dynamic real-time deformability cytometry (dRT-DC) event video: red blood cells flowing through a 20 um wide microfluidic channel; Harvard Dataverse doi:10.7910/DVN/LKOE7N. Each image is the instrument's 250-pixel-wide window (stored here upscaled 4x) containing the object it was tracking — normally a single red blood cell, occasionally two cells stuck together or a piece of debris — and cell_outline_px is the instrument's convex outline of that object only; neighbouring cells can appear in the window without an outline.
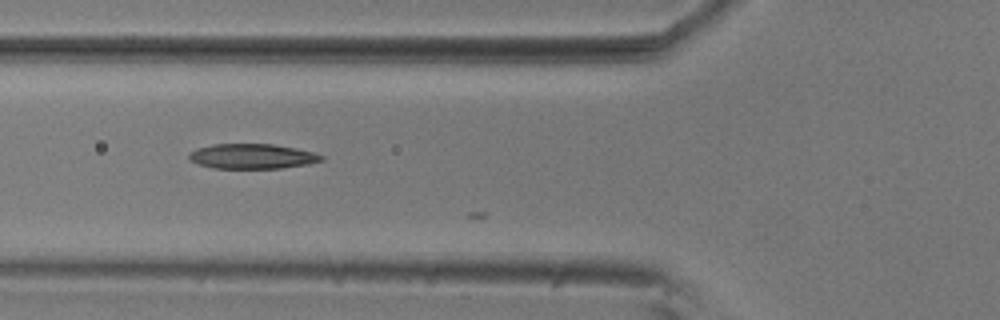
{"species": "common noctule bat (a hibernating species)", "species_latin": "Nyctalus noctula", "temperature_condition": "room temperature", "stored_images_in_passage": 9, "camera_frame_rate_fps": 3000, "um_per_image_px": 0.085, "animal": {"sex": "male", "body_mass_g": 20.5, "forearm_length_mm": 52.5}, "frame": {"image": 1, "passage_image": 6, "time_ms": 1.667, "image_size_px": [1000, 320], "cell_outline_px": [[324, 160], [308, 164], [280, 168], [212, 168], [196, 164], [188, 160], [188, 152], [196, 148], [212, 144], [272, 144], [296, 148], [312, 152], [324, 156]], "centroid_in_image_um": [21.37, 13.28], "position_along_channel_um": 104.4, "area_um2": 19.42}}